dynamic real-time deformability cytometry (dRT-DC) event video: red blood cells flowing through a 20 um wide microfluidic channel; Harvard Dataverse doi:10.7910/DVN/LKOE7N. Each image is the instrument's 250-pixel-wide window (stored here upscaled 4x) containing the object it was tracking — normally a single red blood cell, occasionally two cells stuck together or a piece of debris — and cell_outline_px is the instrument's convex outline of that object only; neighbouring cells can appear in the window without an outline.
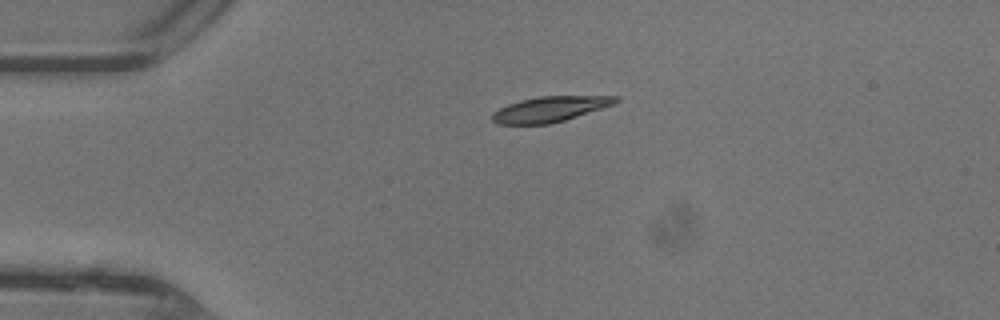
{"species": "common noctule bat (a hibernating species)", "species_latin": "Nyctalus noctula", "temperature_condition": "warm", "stored_images_in_passage": 37, "camera_frame_rate_fps": 3000, "um_per_image_px": 0.085, "animal": {"sex": "female"}, "frame": {"image": 1, "passage_image": 1, "time_ms": 0.0, "image_size_px": [1000, 320], "cell_outline_px": [[620, 100], [616, 104], [564, 120], [548, 124], [496, 124], [492, 120], [492, 112], [508, 104], [520, 100], [540, 96], [620, 96]], "centroid_in_image_um": [46.77, 9.27], "position_along_channel_um": 38.2, "area_um2": 18.26}}
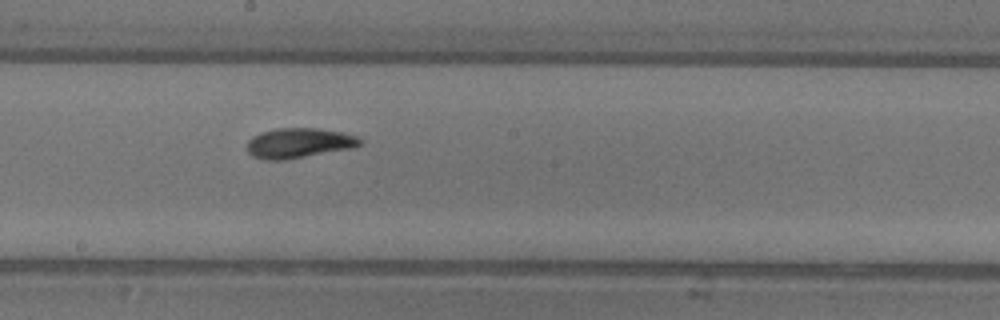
{"frame": {"image": 2, "passage_image": 16, "time_ms": 5.0, "image_size_px": [1000, 320], "cell_outline_px": [[364, 140], [360, 144], [352, 148], [284, 160], [264, 160], [252, 156], [248, 152], [248, 140], [252, 136], [260, 132], [276, 128], [320, 128], [344, 132], [356, 136]], "centroid_in_image_um": [25.4, 12.15], "position_along_channel_um": 222.8, "area_um2": 19.88}}
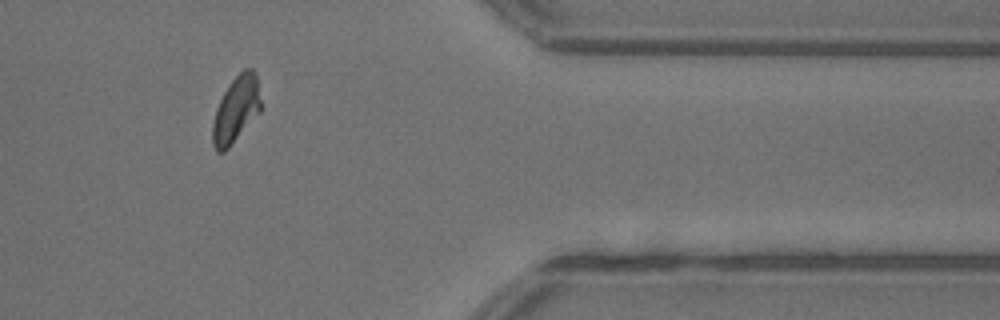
{"frame": {"image": 3, "passage_image": 29, "time_ms": 9.333, "image_size_px": [1000, 320], "cell_outline_px": [[260, 112], [228, 148], [224, 152], [216, 152], [212, 144], [212, 124], [216, 108], [228, 84], [244, 68], [252, 68], [256, 72], [260, 100]], "centroid_in_image_um": [20.04, 9.31], "position_along_channel_um": 391.4, "area_um2": 18.55}, "authors_computed_cell_mechanics": {"area_um2": 18.6694, "velocity_mm_per_s": 4.4107, "shape_relaxation_time_tau1_ms": 3.8652, "shape_relaxation_time_tau2_ms": 2.6759, "deformation_change_tau1": 0.1647, "deformation_change_tau2": 0.0913}}